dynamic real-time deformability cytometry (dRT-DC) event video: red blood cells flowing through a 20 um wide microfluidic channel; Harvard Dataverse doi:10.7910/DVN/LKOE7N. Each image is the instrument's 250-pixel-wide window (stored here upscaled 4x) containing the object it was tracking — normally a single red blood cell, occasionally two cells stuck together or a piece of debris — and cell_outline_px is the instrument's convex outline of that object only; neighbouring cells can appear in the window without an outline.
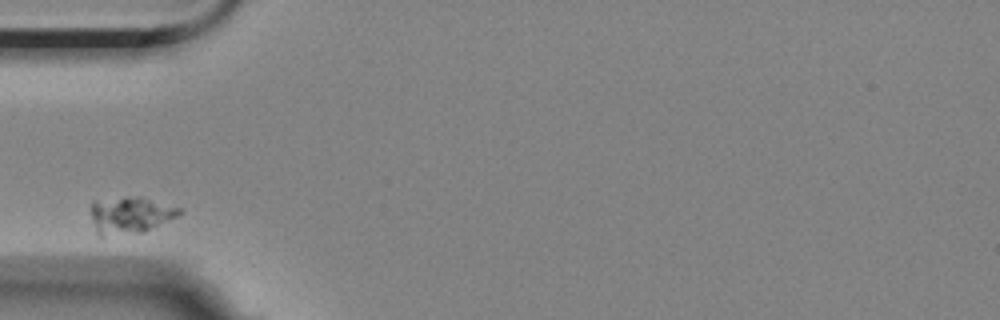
{"species": "Egyptian fruit bat (a non-hibernating species)", "species_latin": "Rousettus aegyptiacus", "temperature_condition": "room temperature", "stored_images_in_passage": 5, "camera_frame_rate_fps": 3000, "um_per_image_px": 0.085, "animal": {"sex": "female"}, "frame": {"image": 1, "passage_image": 1, "time_ms": 0.0, "image_size_px": [1000, 320], "cell_outline_px": [[184, 212], [144, 232], [100, 236], [96, 232], [92, 216], [92, 200], [124, 196], [140, 196], [184, 208]], "centroid_in_image_um": [11.09, 18.24], "position_along_channel_um": 73.9, "area_um2": 19.13}}
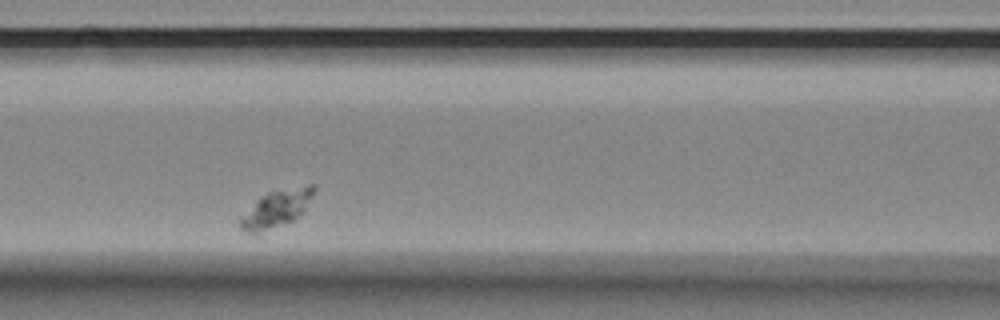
{"frame": {"image": 2, "passage_image": 3, "time_ms": 2.333, "image_size_px": [1000, 320], "cell_outline_px": [[316, 188], [304, 212], [292, 220], [256, 236], [240, 228], [240, 216], [256, 200], [268, 192], [308, 184], [316, 184]], "centroid_in_image_um": [23.49, 17.75], "position_along_channel_um": 143.1, "area_um2": 16.18}}
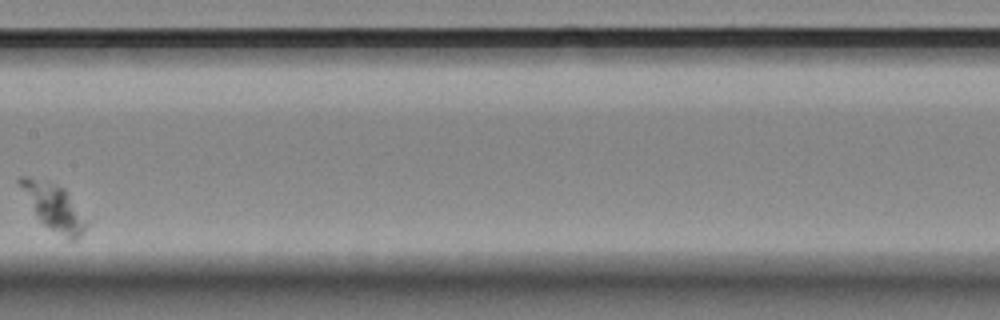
{"frame": {"image": 3, "passage_image": 5, "time_ms": 4.333, "image_size_px": [1000, 320], "cell_outline_px": [[88, 224], [80, 236], [76, 240], [68, 240], [48, 228], [36, 216], [16, 180], [20, 176], [28, 176], [64, 188], [68, 192], [88, 220]], "centroid_in_image_um": [4.6, 17.63], "position_along_channel_um": 202.8, "area_um2": 17.8}}